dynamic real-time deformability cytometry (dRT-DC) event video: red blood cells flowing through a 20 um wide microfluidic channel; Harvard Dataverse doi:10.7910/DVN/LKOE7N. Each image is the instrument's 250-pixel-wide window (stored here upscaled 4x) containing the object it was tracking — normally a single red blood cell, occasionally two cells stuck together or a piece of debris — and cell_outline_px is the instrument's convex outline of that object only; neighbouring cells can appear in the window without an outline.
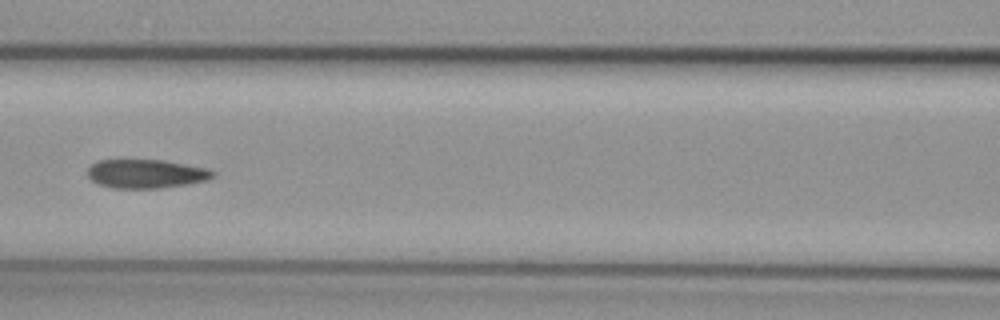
{"species": "common noctule bat (a hibernating species)", "species_latin": "Nyctalus noctula", "temperature_condition": "cold", "stored_images_in_passage": 9, "camera_frame_rate_fps": 3000, "um_per_image_px": 0.085, "animal": {"sex": "female", "body_mass_g": 29.2, "forearm_length_mm": 56.3}, "frame": {"image": 1, "passage_image": 6, "time_ms": 7.0, "image_size_px": [1000, 320], "cell_outline_px": [[216, 176], [208, 180], [188, 184], [160, 188], [112, 188], [96, 184], [88, 176], [88, 168], [92, 164], [100, 160], [164, 160], [208, 168], [216, 172]], "centroid_in_image_um": [12.45, 14.77], "position_along_channel_um": 154.1, "area_um2": 21.21}}
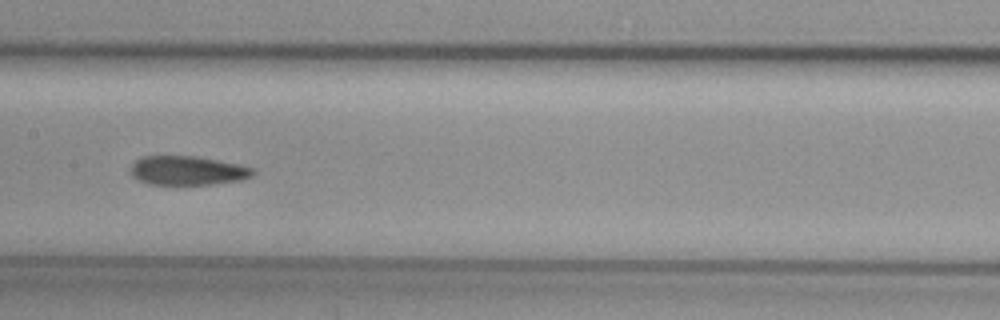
{"frame": {"image": 2, "passage_image": 7, "time_ms": 8.0, "image_size_px": [1000, 320], "cell_outline_px": [[256, 172], [252, 176], [240, 180], [212, 184], [148, 184], [132, 176], [132, 164], [136, 160], [144, 156], [196, 156], [240, 164], [252, 168]], "centroid_in_image_um": [15.97, 14.49], "position_along_channel_um": 191.4, "area_um2": 20.58}}